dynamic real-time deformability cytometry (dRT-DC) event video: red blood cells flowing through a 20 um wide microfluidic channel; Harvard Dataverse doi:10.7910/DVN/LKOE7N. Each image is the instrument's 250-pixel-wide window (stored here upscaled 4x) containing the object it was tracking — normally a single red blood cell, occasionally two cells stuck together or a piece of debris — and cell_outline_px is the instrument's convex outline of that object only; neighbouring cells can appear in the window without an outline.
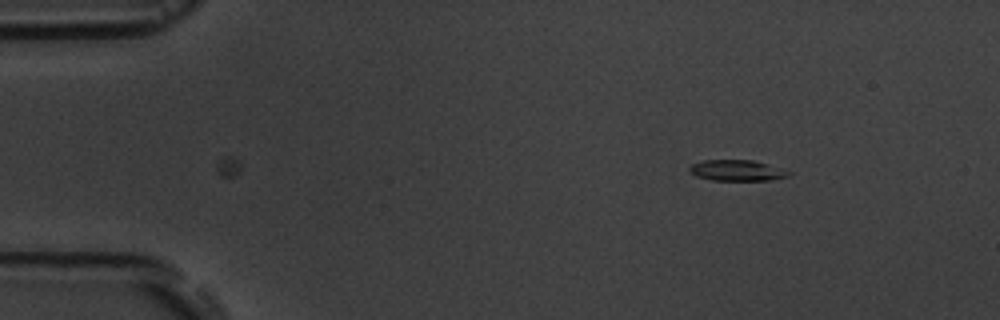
{"species": "common noctule bat (a hibernating species)", "species_latin": "Nyctalus noctula", "temperature_condition": "room temperature", "stored_images_in_passage": 3, "camera_frame_rate_fps": 3000, "um_per_image_px": 0.085, "animal": {"sex": "male", "body_mass_g": 19.5, "forearm_length_mm": 54.6}, "frame": {"image": 1, "passage_image": 3, "time_ms": 2.333, "image_size_px": [1000, 320], "cell_outline_px": [[792, 172], [788, 176], [772, 180], [712, 180], [696, 176], [688, 168], [692, 164], [704, 160], [752, 160], [768, 164]], "centroid_in_image_um": [62.66, 14.48], "position_along_channel_um": 22.3, "area_um2": 11.96}}